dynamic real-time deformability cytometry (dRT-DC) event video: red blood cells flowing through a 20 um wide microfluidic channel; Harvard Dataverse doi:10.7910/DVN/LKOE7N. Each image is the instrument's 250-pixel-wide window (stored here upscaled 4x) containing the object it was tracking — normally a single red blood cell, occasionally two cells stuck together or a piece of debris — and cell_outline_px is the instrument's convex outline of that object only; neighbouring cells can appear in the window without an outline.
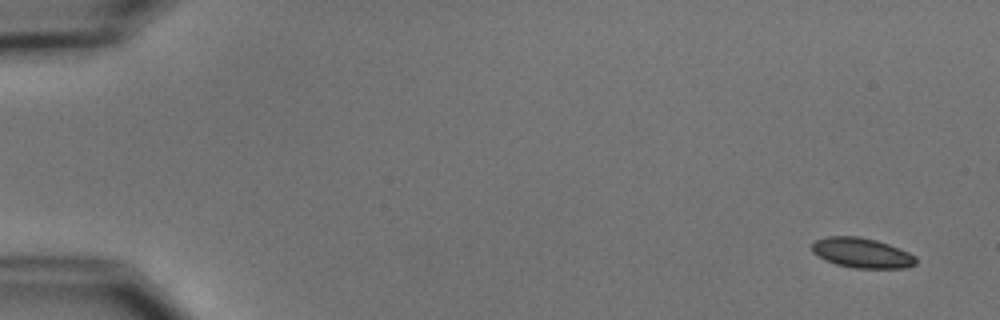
{"species": "common noctule bat (a hibernating species)", "species_latin": "Nyctalus noctula", "temperature_condition": "cold", "stored_images_in_passage": 6, "segment_of_instrument_passage": [2, 2], "camera_frame_rate_fps": 3000, "um_per_image_px": 0.085, "animal": {"sex": "male", "body_mass_g": 15.6}, "frame": {"image": 1, "passage_image": 6, "time_ms": 6.667, "image_size_px": [1000, 320], "cell_outline_px": [[916, 264], [904, 268], [852, 268], [836, 264], [824, 260], [812, 252], [812, 244], [816, 240], [824, 236], [860, 236], [876, 240], [888, 244], [908, 252], [916, 256]], "centroid_in_image_um": [73.23, 21.49], "position_along_channel_um": 11.8, "area_um2": 18.26}}